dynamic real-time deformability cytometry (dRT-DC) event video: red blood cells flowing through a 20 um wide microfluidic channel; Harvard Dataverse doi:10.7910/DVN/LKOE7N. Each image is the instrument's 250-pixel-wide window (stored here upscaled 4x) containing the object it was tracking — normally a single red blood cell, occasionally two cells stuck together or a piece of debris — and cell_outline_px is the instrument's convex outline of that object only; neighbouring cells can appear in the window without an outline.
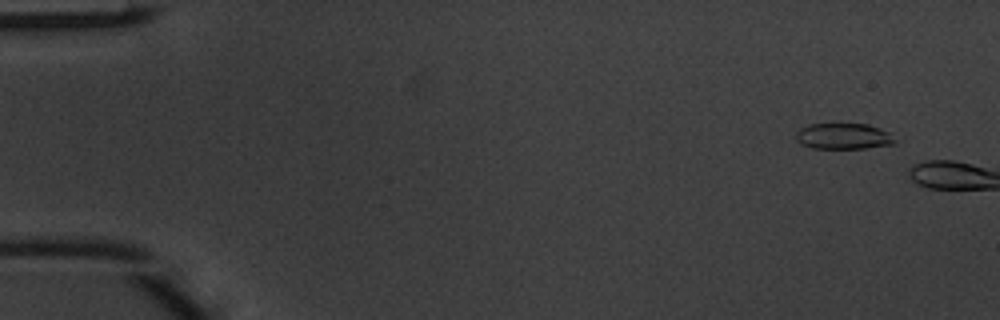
{"species": "common noctule bat (a hibernating species)", "species_latin": "Nyctalus noctula", "temperature_condition": "warm", "stored_images_in_passage": 4, "camera_frame_rate_fps": 3000, "um_per_image_px": 0.085, "animal": {"sex": "male", "body_mass_g": 20.1, "forearm_length_mm": 53.5}, "frame": {"image": 1, "passage_image": 4, "time_ms": 1.0, "image_size_px": [1000, 320], "cell_outline_px": [[896, 144], [864, 148], [812, 148], [796, 140], [796, 132], [800, 128], [808, 124], [868, 124], [892, 132], [896, 140]], "centroid_in_image_um": [71.76, 11.57], "position_along_channel_um": 13.2, "area_um2": 15.09}}